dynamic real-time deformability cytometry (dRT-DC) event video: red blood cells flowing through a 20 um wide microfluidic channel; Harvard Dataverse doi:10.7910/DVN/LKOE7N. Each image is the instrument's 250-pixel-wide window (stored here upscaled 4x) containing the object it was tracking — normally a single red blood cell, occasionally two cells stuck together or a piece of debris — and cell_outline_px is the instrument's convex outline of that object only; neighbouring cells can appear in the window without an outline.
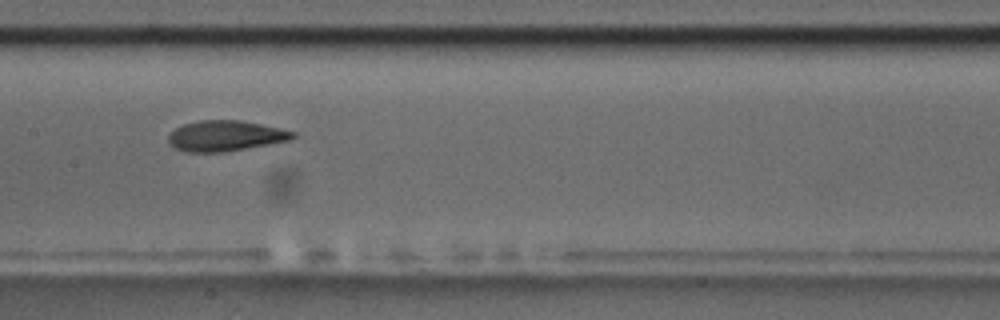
{"species": "common noctule bat (a hibernating species)", "species_latin": "Nyctalus noctula", "temperature_condition": "room temperature", "stored_images_in_passage": 15, "camera_frame_rate_fps": 3000, "um_per_image_px": 0.085, "animal": {"sex": "male", "body_mass_g": 17.5, "forearm_length_mm": 52.3}, "frame": {"image": 1, "passage_image": 7, "time_ms": 7.0, "image_size_px": [1000, 320], "cell_outline_px": [[296, 136], [292, 140], [220, 152], [184, 152], [168, 144], [168, 136], [176, 128], [184, 124], [200, 120], [240, 120], [280, 128], [296, 132]], "centroid_in_image_um": [19.16, 11.54], "position_along_channel_um": 188.2, "area_um2": 22.02}}
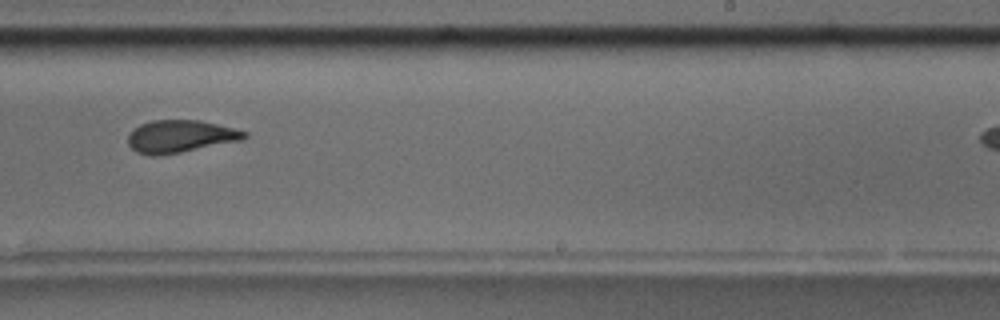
{"frame": {"image": 2, "passage_image": 9, "time_ms": 9.333, "image_size_px": [1000, 320], "cell_outline_px": [[248, 136], [244, 140], [180, 152], [156, 156], [152, 156], [136, 152], [128, 144], [128, 136], [132, 128], [140, 124], [152, 120], [200, 120], [248, 132]], "centroid_in_image_um": [15.31, 11.59], "position_along_channel_um": 273.7, "area_um2": 22.08}, "authors_computed_cell_mechanics": {"area_um2": 22.0218, "velocity_mm_per_s": 3.6674, "shape_relaxation_time_tau1_ms": 1.9303, "shape_relaxation_time_tau2_ms": 4.3164, "deformation_change_tau1": 0.0922, "deformation_change_tau2": 0.1214}}